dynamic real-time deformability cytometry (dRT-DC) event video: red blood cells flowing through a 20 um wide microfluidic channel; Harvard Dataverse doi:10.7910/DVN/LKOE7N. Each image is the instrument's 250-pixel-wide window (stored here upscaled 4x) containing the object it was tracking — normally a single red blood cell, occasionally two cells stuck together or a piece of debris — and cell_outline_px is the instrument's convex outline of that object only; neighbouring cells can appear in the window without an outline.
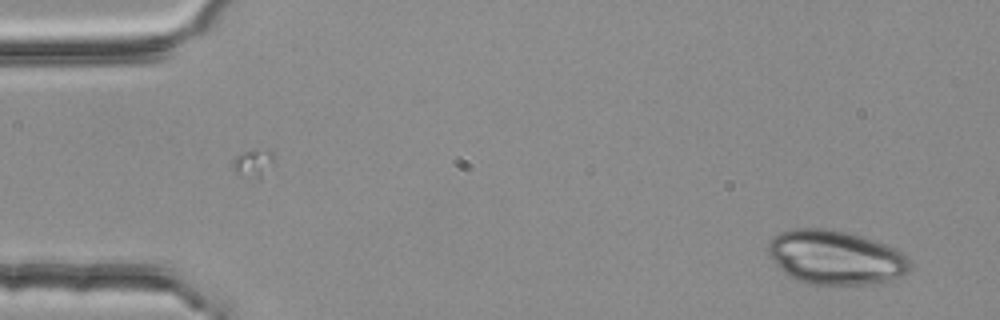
{"species": "common noctule bat (a hibernating species)", "species_latin": "Nyctalus noctula", "temperature_condition": "room temperature", "stored_images_in_passage": 2, "camera_frame_rate_fps": 3000, "um_per_image_px": 0.085, "animal": {"sex": "female", "body_mass_g": 25.1}, "frame": {"image": 1, "passage_image": 2, "time_ms": 0.333, "image_size_px": [1000, 320], "cell_outline_px": [[908, 272], [904, 276], [888, 280], [864, 284], [812, 284], [796, 280], [788, 276], [768, 256], [768, 244], [780, 232], [792, 228], [824, 228], [848, 232], [864, 236], [896, 248], [908, 256]], "centroid_in_image_um": [71.01, 21.86], "position_along_channel_um": 14.0, "area_um2": 44.74}}